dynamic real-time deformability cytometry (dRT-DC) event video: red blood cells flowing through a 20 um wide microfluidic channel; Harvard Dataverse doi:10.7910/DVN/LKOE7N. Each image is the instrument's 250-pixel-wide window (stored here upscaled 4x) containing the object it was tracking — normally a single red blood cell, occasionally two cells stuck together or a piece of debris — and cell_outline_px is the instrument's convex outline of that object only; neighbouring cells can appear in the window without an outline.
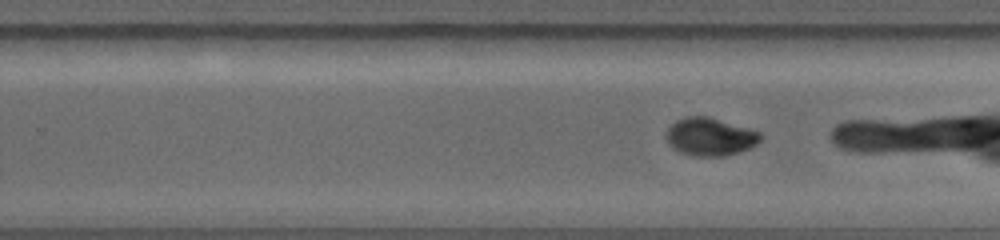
{"species": "common noctule bat (a hibernating species)", "species_latin": "Nyctalus noctula", "temperature_condition": "warm", "stored_images_in_passage": 25, "camera_frame_rate_fps": 5000, "um_per_image_px": 0.085, "animal": {"sex": "female", "body_mass_g": 19.0, "forearm_length_mm": 56.7}, "frame": {"image": 1, "passage_image": 15, "time_ms": 4.0, "image_size_px": [1000, 240], "cell_outline_px": [[764, 136], [756, 144], [748, 148], [724, 156], [692, 156], [680, 152], [672, 148], [668, 144], [668, 128], [676, 120], [688, 116], [708, 116], [748, 128], [760, 132]], "centroid_in_image_um": [60.36, 11.62], "position_along_channel_um": 269.4, "area_um2": 20.63}}